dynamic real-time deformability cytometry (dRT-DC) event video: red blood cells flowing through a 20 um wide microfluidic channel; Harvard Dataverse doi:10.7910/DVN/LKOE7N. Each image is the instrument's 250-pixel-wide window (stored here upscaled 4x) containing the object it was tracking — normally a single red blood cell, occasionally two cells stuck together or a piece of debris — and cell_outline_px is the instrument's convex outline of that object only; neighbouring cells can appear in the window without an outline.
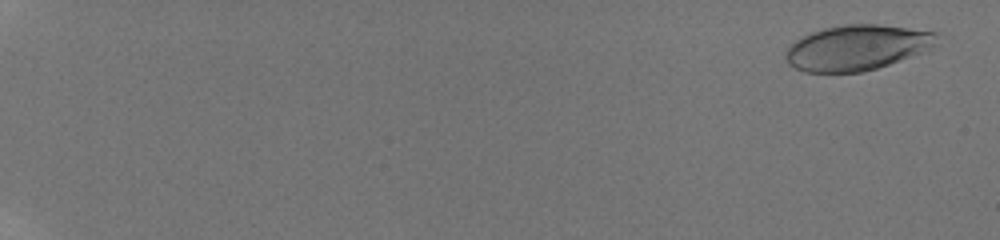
{"species": "human", "species_latin": "Homo sapiens", "temperature_condition": "room temperature", "stored_images_in_passage": 70, "camera_frame_rate_fps": 3000, "um_per_image_px": 0.085, "donor": {"sex": "male"}, "frame": {"image": 1, "passage_image": 3, "time_ms": 0.667, "image_size_px": [1000, 240], "cell_outline_px": [[936, 32], [932, 44], [928, 48], [888, 64], [876, 68], [860, 72], [804, 72], [788, 64], [784, 56], [788, 48], [796, 40], [812, 32], [824, 28], [844, 24], [880, 24]], "centroid_in_image_um": [72.74, 4.04], "position_along_channel_um": 12.3, "area_um2": 39.02}}
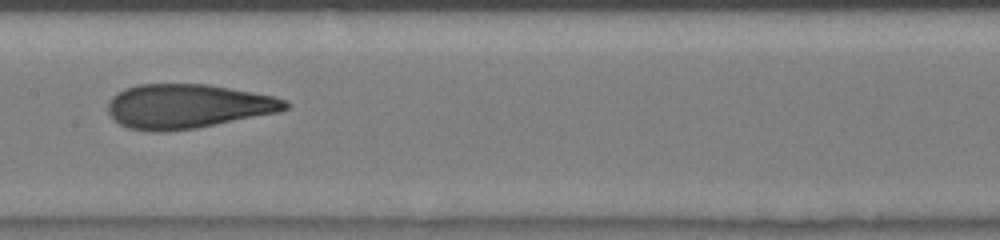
{"frame": {"image": 2, "passage_image": 33, "time_ms": 10.667, "image_size_px": [1000, 240], "cell_outline_px": [[288, 108], [280, 112], [196, 128], [164, 132], [152, 132], [128, 128], [112, 120], [108, 112], [108, 100], [116, 92], [124, 88], [140, 84], [208, 84], [252, 92], [272, 96], [288, 100]], "centroid_in_image_um": [15.91, 9.04], "position_along_channel_um": 191.5, "area_um2": 46.07}}
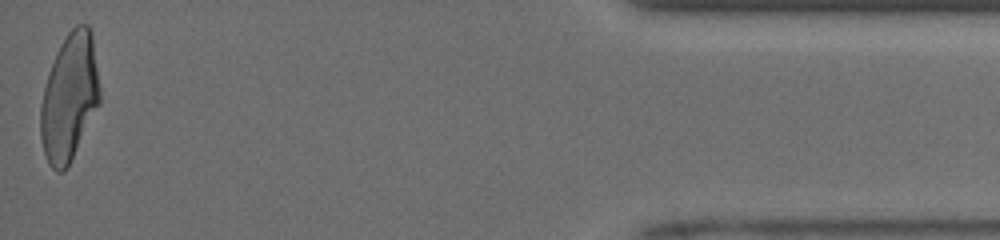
{"frame": {"image": 3, "passage_image": 70, "time_ms": 18.0, "image_size_px": [1000, 240], "cell_outline_px": [[100, 104], [68, 168], [64, 172], [56, 172], [48, 164], [44, 152], [40, 136], [40, 104], [44, 88], [56, 52], [60, 44], [68, 32], [76, 24], [88, 24], [92, 32], [100, 88]], "centroid_in_image_um": [5.91, 8.3], "position_along_channel_um": 429.3, "area_um2": 44.33}, "authors_computed_cell_mechanics": {"area_um2": 44.9106, "velocity_mm_per_s": 4.0903, "shape_relaxation_time_tau1_ms": 5.963, "shape_relaxation_time_tau2_ms": 1.0073, "deformation_change_tau1": 0.2326, "deformation_change_tau2": 0.0902}}